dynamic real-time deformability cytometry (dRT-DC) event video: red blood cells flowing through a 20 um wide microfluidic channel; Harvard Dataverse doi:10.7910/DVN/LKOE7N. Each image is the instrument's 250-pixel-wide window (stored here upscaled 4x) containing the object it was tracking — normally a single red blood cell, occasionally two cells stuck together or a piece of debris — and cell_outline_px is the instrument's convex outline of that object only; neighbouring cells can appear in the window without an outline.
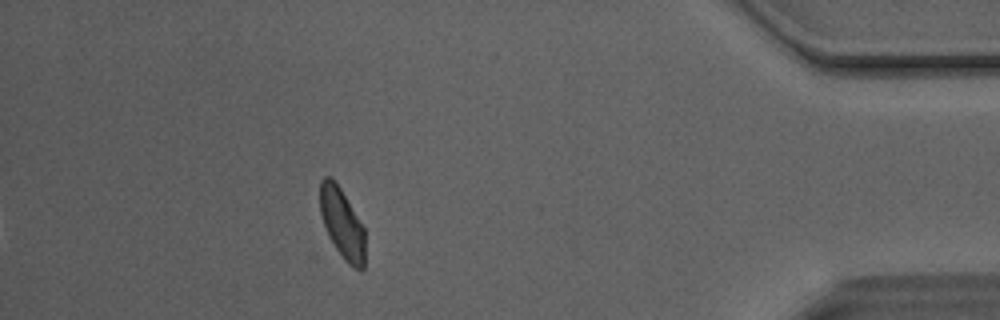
{"species": "Egyptian fruit bat (a non-hibernating species)", "species_latin": "Rousettus aegyptiacus", "temperature_condition": "room temperature", "stored_images_in_passage": 35, "camera_frame_rate_fps": 3000, "um_per_image_px": 0.085, "animal": {"sex": "male"}, "frame": {"image": 1, "passage_image": 30, "time_ms": 9.667, "image_size_px": [1000, 320], "cell_outline_px": [[364, 268], [360, 272], [348, 264], [344, 260], [328, 236], [320, 212], [320, 180], [324, 176], [328, 176], [340, 188], [364, 228]], "centroid_in_image_um": [29.07, 19.03], "position_along_channel_um": 406.1, "area_um2": 18.15}, "authors_computed_cell_mechanics": {"area_um2": 19.5364, "velocity_mm_per_s": 4.0999, "shape_relaxation_time_tau1_ms": 6.0205, "shape_relaxation_time_tau2_ms": 2.0893, "deformation_change_tau1": 0.1337, "deformation_change_tau2": 0.0681}}